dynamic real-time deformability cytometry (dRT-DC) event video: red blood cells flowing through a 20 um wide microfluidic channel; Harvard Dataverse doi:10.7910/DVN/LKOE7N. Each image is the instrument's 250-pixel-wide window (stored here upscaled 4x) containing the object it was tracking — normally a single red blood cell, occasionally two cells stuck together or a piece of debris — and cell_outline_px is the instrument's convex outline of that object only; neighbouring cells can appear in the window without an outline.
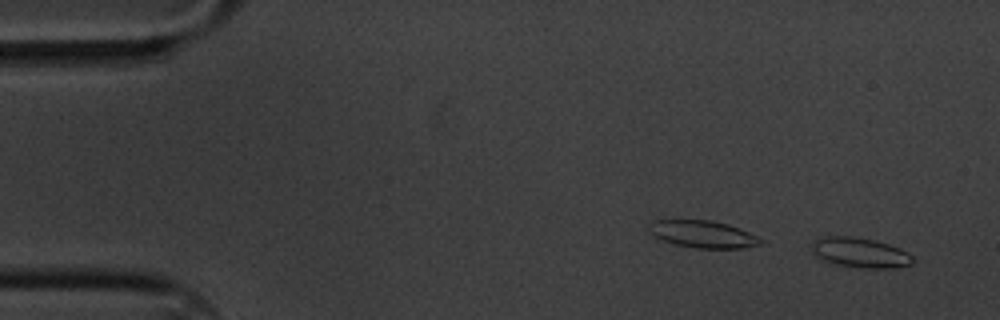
{"species": "common noctule bat (a hibernating species)", "species_latin": "Nyctalus noctula", "temperature_condition": "cold", "stored_images_in_passage": 60, "camera_frame_rate_fps": 3000, "um_per_image_px": 0.085, "animal": {"sex": "male", "body_mass_g": 20.1, "forearm_length_mm": 53.5}, "frame": {"image": 1, "passage_image": 3, "time_ms": 0.667, "image_size_px": [1000, 320], "cell_outline_px": [[916, 260], [912, 264], [896, 268], [868, 268], [840, 264], [820, 260], [812, 252], [812, 244], [816, 240], [824, 236], [852, 236], [872, 240], [888, 244], [900, 248], [908, 252]], "centroid_in_image_um": [73.14, 21.47], "position_along_channel_um": 11.9, "area_um2": 17.57}}
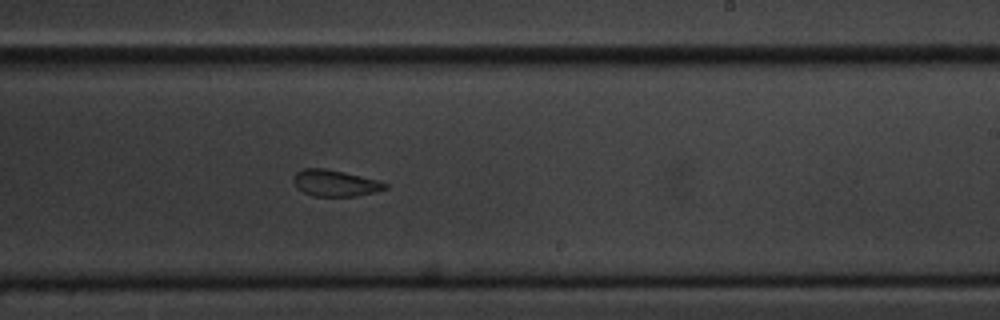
{"frame": {"image": 2, "passage_image": 36, "time_ms": 11.667, "image_size_px": [1000, 320], "cell_outline_px": [[388, 188], [376, 192], [356, 196], [312, 196], [296, 188], [292, 180], [292, 176], [296, 172], [304, 168], [324, 168], [344, 172], [380, 180], [388, 184]], "centroid_in_image_um": [28.48, 15.56], "position_along_channel_um": 260.5, "area_um2": 14.33}}
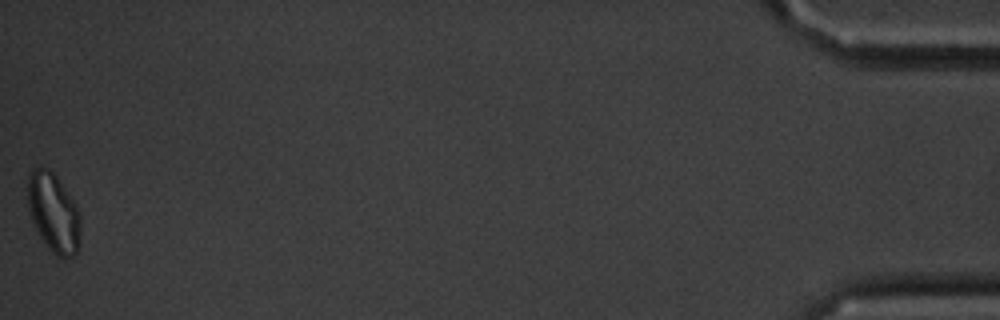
{"frame": {"image": 3, "passage_image": 60, "time_ms": 19.667, "image_size_px": [1000, 320], "cell_outline_px": [[80, 244], [76, 252], [72, 256], [64, 260], [56, 256], [48, 248], [40, 236], [32, 220], [28, 208], [28, 172], [32, 168], [40, 164], [48, 168], [56, 176], [76, 204], [80, 216]], "centroid_in_image_um": [4.55, 18.07], "position_along_channel_um": 430.7, "area_um2": 24.68}, "authors_computed_cell_mechanics": {"area_um2": 15.9239, "velocity_mm_per_s": 3.3237, "shape_relaxation_time_tau1_ms": 4.3064, "shape_relaxation_time_tau2_ms": 2.6994, "deformation_change_tau1": 0.0871, "deformation_change_tau2": 0.0718}}